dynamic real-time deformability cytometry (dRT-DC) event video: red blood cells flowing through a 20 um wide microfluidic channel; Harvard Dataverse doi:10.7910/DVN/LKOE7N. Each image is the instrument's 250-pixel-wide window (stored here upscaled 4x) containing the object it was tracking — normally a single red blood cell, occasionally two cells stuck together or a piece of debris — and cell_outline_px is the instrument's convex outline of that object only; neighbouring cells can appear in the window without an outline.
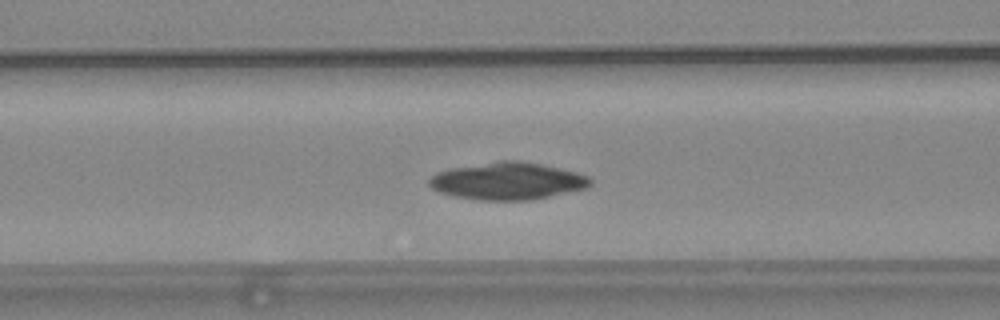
{"species": "common noctule bat (a hibernating species)", "species_latin": "Nyctalus noctula", "temperature_condition": "warm", "stored_images_in_passage": 57, "camera_frame_rate_fps": 3000, "um_per_image_px": 0.085, "animal": {"sex": "female", "body_mass_g": 24.6, "forearm_length_mm": 56.2}, "frame": {"image": 1, "passage_image": 23, "time_ms": 7.333, "image_size_px": [1000, 320], "cell_outline_px": [[592, 184], [588, 188], [528, 200], [480, 200], [456, 196], [440, 192], [432, 188], [428, 184], [428, 180], [436, 172], [452, 168], [500, 160], [520, 160], [544, 164], [576, 172], [588, 176], [592, 180]], "centroid_in_image_um": [43.16, 15.37], "position_along_channel_um": 123.4, "area_um2": 34.97}}
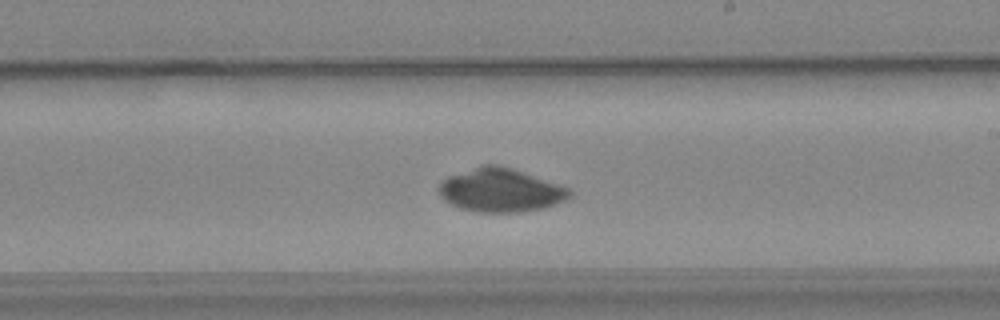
{"frame": {"image": 2, "passage_image": 33, "time_ms": 10.667, "image_size_px": [1000, 320], "cell_outline_px": [[572, 196], [564, 200], [544, 208], [516, 212], [476, 212], [460, 208], [444, 200], [440, 196], [440, 180], [448, 176], [484, 164], [496, 164], [512, 168], [560, 184], [568, 188], [572, 192]], "centroid_in_image_um": [42.55, 16.16], "position_along_channel_um": 246.5, "area_um2": 33.06}}
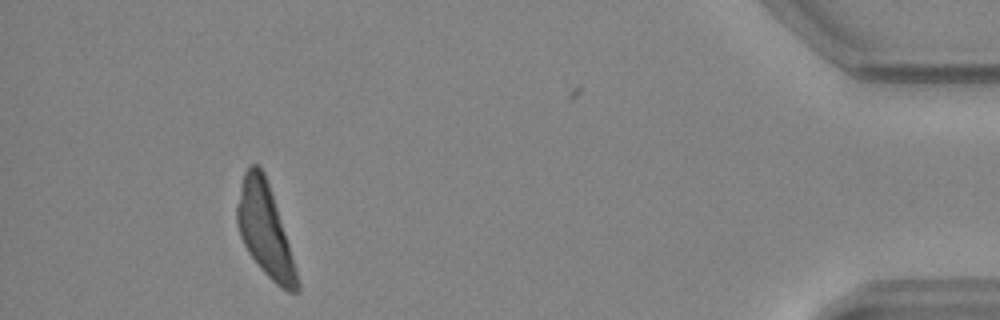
{"frame": {"image": 3, "passage_image": 52, "time_ms": 17.0, "image_size_px": [1000, 320], "cell_outline_px": [[300, 288], [296, 292], [288, 292], [280, 288], [260, 268], [248, 252], [240, 236], [236, 220], [236, 208], [240, 188], [244, 172], [252, 164], [256, 164], [264, 172], [296, 268], [300, 284]], "centroid_in_image_um": [22.5, 19.59], "position_along_channel_um": 412.7, "area_um2": 31.5}}